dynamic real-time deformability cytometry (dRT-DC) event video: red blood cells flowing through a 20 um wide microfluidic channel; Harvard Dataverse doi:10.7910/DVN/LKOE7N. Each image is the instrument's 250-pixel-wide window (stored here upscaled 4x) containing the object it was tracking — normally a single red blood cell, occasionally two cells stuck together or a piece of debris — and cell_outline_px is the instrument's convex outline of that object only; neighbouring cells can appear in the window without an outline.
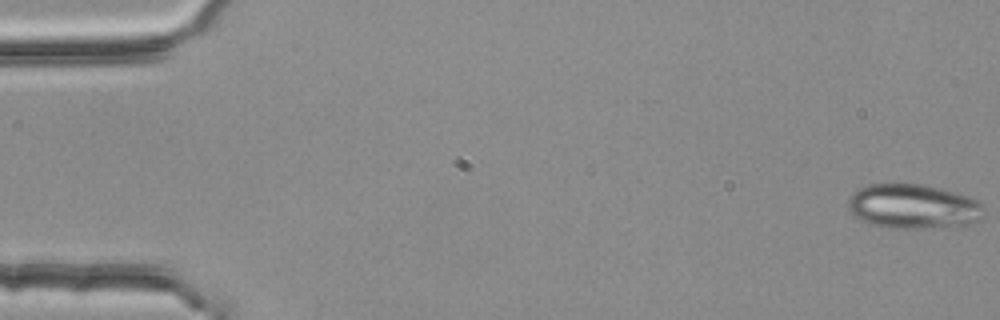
{"species": "common noctule bat (a hibernating species)", "species_latin": "Nyctalus noctula", "temperature_condition": "room temperature", "stored_images_in_passage": 4, "camera_frame_rate_fps": 3000, "um_per_image_px": 0.085, "animal": {"sex": "female", "body_mass_g": 25.1}, "frame": {"image": 1, "passage_image": 1, "time_ms": 0.0, "image_size_px": [1000, 320], "cell_outline_px": [[984, 208], [980, 216], [976, 220], [968, 224], [932, 228], [888, 228], [872, 224], [860, 220], [848, 208], [848, 200], [852, 192], [868, 184], [924, 184], [956, 192], [968, 196], [984, 204]], "centroid_in_image_um": [77.6, 17.54], "position_along_channel_um": 7.4, "area_um2": 35.2}}